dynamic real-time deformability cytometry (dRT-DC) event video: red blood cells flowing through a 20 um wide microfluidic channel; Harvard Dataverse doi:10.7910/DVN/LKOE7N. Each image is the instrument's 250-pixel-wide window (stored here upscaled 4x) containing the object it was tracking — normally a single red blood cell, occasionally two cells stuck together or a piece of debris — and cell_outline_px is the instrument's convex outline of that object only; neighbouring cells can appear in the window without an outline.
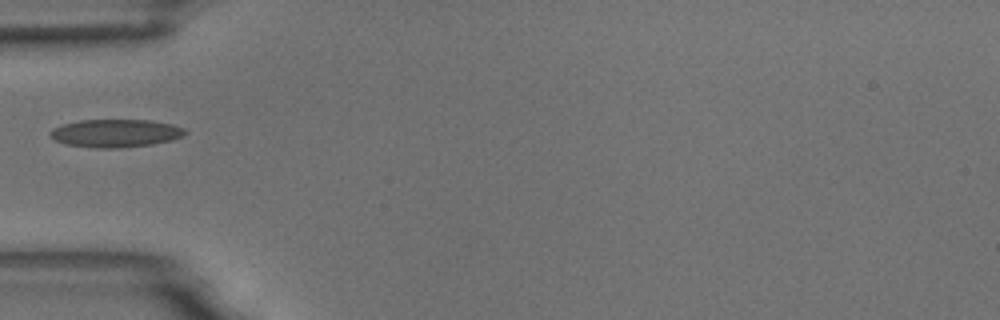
{"species": "common noctule bat (a hibernating species)", "species_latin": "Nyctalus noctula", "temperature_condition": "room temperature", "stored_images_in_passage": 2, "camera_frame_rate_fps": 3000, "um_per_image_px": 0.085, "animal": {"sex": "male", "body_mass_g": 18.8}, "frame": {"image": 1, "passage_image": 1, "time_ms": 0.0, "image_size_px": [1000, 320], "cell_outline_px": [[188, 132], [184, 136], [172, 140], [152, 144], [116, 148], [96, 148], [68, 144], [56, 140], [48, 136], [48, 132], [52, 128], [64, 124], [80, 120], [152, 120], [172, 124], [184, 128]], "centroid_in_image_um": [9.84, 11.31], "position_along_channel_um": 75.2, "area_um2": 22.02}}